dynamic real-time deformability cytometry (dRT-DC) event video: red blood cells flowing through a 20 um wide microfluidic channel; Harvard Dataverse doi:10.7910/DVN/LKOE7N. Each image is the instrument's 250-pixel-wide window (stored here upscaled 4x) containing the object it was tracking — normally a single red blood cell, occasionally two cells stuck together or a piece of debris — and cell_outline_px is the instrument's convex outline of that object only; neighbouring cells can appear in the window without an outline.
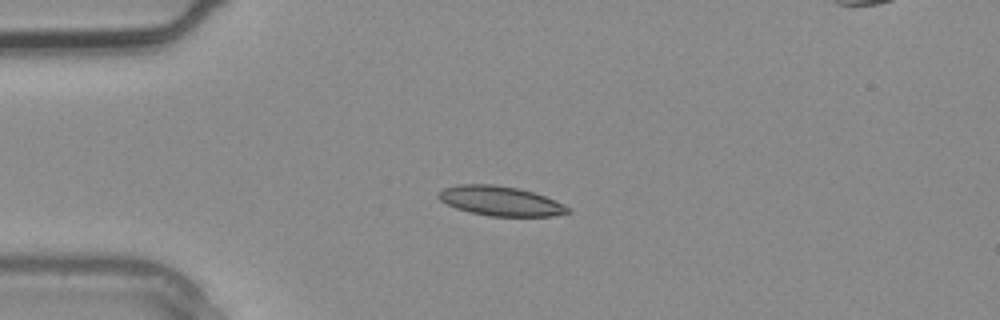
{"species": "common noctule bat (a hibernating species)", "species_latin": "Nyctalus noctula", "temperature_condition": "warm", "stored_images_in_passage": 1, "camera_frame_rate_fps": 3000, "um_per_image_px": 0.085, "animal": {"sex": "male", "body_mass_g": 20.4}, "frame": {"image": 1, "passage_image": 1, "time_ms": 0.0, "image_size_px": [1000, 320], "cell_outline_px": [[572, 212], [552, 216], [492, 216], [468, 212], [456, 208], [440, 200], [436, 196], [444, 188], [456, 184], [492, 184], [516, 188], [532, 192], [544, 196], [564, 204]], "centroid_in_image_um": [42.51, 17.08], "position_along_channel_um": 42.5, "area_um2": 22.14}}